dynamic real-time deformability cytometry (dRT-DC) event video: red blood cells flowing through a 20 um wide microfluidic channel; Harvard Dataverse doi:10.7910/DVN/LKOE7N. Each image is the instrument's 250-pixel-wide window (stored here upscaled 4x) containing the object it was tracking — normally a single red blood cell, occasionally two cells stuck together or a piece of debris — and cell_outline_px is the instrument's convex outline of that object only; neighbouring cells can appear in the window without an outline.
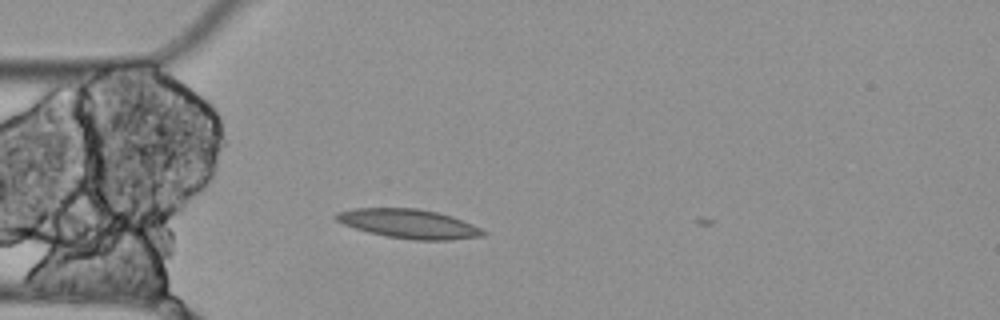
{"species": "Egyptian fruit bat (a non-hibernating species)", "species_latin": "Rousettus aegyptiacus", "temperature_condition": "cold", "stored_images_in_passage": 4, "camera_frame_rate_fps": 3000, "um_per_image_px": 0.085, "animal": {"sex": "female"}, "frame": {"image": 1, "passage_image": 4, "time_ms": 1.0, "image_size_px": [1000, 320], "cell_outline_px": [[488, 232], [484, 236], [448, 240], [412, 240], [388, 236], [368, 232], [344, 224], [336, 220], [332, 216], [336, 212], [352, 208], [416, 208], [436, 212], [452, 216], [472, 224]], "centroid_in_image_um": [34.74, 19.01], "position_along_channel_um": 50.3, "area_um2": 24.97}}